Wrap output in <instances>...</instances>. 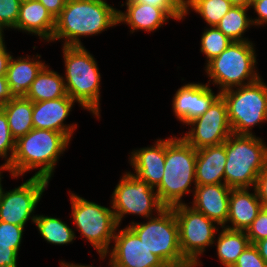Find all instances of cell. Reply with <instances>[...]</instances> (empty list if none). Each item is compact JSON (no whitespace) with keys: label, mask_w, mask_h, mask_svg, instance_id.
Returning <instances> with one entry per match:
<instances>
[{"label":"cell","mask_w":267,"mask_h":267,"mask_svg":"<svg viewBox=\"0 0 267 267\" xmlns=\"http://www.w3.org/2000/svg\"><path fill=\"white\" fill-rule=\"evenodd\" d=\"M254 246L257 248L258 253L267 263V238L261 239L254 243Z\"/></svg>","instance_id":"obj_43"},{"label":"cell","mask_w":267,"mask_h":267,"mask_svg":"<svg viewBox=\"0 0 267 267\" xmlns=\"http://www.w3.org/2000/svg\"><path fill=\"white\" fill-rule=\"evenodd\" d=\"M24 227L0 221V245H12L19 253Z\"/></svg>","instance_id":"obj_32"},{"label":"cell","mask_w":267,"mask_h":267,"mask_svg":"<svg viewBox=\"0 0 267 267\" xmlns=\"http://www.w3.org/2000/svg\"><path fill=\"white\" fill-rule=\"evenodd\" d=\"M233 267H267L254 244H250L238 257Z\"/></svg>","instance_id":"obj_36"},{"label":"cell","mask_w":267,"mask_h":267,"mask_svg":"<svg viewBox=\"0 0 267 267\" xmlns=\"http://www.w3.org/2000/svg\"><path fill=\"white\" fill-rule=\"evenodd\" d=\"M258 198L264 208H267V167L259 174L255 187Z\"/></svg>","instance_id":"obj_38"},{"label":"cell","mask_w":267,"mask_h":267,"mask_svg":"<svg viewBox=\"0 0 267 267\" xmlns=\"http://www.w3.org/2000/svg\"><path fill=\"white\" fill-rule=\"evenodd\" d=\"M257 13L258 17H255L252 20L254 26L266 25L267 23V0H258L251 5Z\"/></svg>","instance_id":"obj_39"},{"label":"cell","mask_w":267,"mask_h":267,"mask_svg":"<svg viewBox=\"0 0 267 267\" xmlns=\"http://www.w3.org/2000/svg\"><path fill=\"white\" fill-rule=\"evenodd\" d=\"M117 231L113 238V248L100 259L104 260L109 256V264L112 267H168L128 226Z\"/></svg>","instance_id":"obj_14"},{"label":"cell","mask_w":267,"mask_h":267,"mask_svg":"<svg viewBox=\"0 0 267 267\" xmlns=\"http://www.w3.org/2000/svg\"><path fill=\"white\" fill-rule=\"evenodd\" d=\"M118 25V10L106 0H67L55 19L52 40L63 46H83L80 37L98 35Z\"/></svg>","instance_id":"obj_1"},{"label":"cell","mask_w":267,"mask_h":267,"mask_svg":"<svg viewBox=\"0 0 267 267\" xmlns=\"http://www.w3.org/2000/svg\"><path fill=\"white\" fill-rule=\"evenodd\" d=\"M250 193L249 188L232 189L229 198L227 223L224 228L246 231L263 208L256 189Z\"/></svg>","instance_id":"obj_20"},{"label":"cell","mask_w":267,"mask_h":267,"mask_svg":"<svg viewBox=\"0 0 267 267\" xmlns=\"http://www.w3.org/2000/svg\"><path fill=\"white\" fill-rule=\"evenodd\" d=\"M40 55L34 58L13 56L7 68V82L9 86V93L12 98L26 97L32 82L35 80L39 72L46 65L45 62L39 60Z\"/></svg>","instance_id":"obj_23"},{"label":"cell","mask_w":267,"mask_h":267,"mask_svg":"<svg viewBox=\"0 0 267 267\" xmlns=\"http://www.w3.org/2000/svg\"><path fill=\"white\" fill-rule=\"evenodd\" d=\"M201 261H188L184 264H180V265H173V266H168V267H197V266H201Z\"/></svg>","instance_id":"obj_46"},{"label":"cell","mask_w":267,"mask_h":267,"mask_svg":"<svg viewBox=\"0 0 267 267\" xmlns=\"http://www.w3.org/2000/svg\"><path fill=\"white\" fill-rule=\"evenodd\" d=\"M70 140L57 131L32 129L15 142V152L10 163L15 177L24 176L32 169L33 177L51 180L59 157L68 148Z\"/></svg>","instance_id":"obj_2"},{"label":"cell","mask_w":267,"mask_h":267,"mask_svg":"<svg viewBox=\"0 0 267 267\" xmlns=\"http://www.w3.org/2000/svg\"><path fill=\"white\" fill-rule=\"evenodd\" d=\"M164 8L174 20H183L186 17V0H133Z\"/></svg>","instance_id":"obj_34"},{"label":"cell","mask_w":267,"mask_h":267,"mask_svg":"<svg viewBox=\"0 0 267 267\" xmlns=\"http://www.w3.org/2000/svg\"><path fill=\"white\" fill-rule=\"evenodd\" d=\"M186 125L189 131L182 137L196 150L224 143L232 134L228 121L227 104L220 95L205 113Z\"/></svg>","instance_id":"obj_13"},{"label":"cell","mask_w":267,"mask_h":267,"mask_svg":"<svg viewBox=\"0 0 267 267\" xmlns=\"http://www.w3.org/2000/svg\"><path fill=\"white\" fill-rule=\"evenodd\" d=\"M248 9L250 8L232 6L216 27L232 41H250L243 36L253 26L252 17L247 16Z\"/></svg>","instance_id":"obj_28"},{"label":"cell","mask_w":267,"mask_h":267,"mask_svg":"<svg viewBox=\"0 0 267 267\" xmlns=\"http://www.w3.org/2000/svg\"><path fill=\"white\" fill-rule=\"evenodd\" d=\"M256 1H258V0H250V8H251V5Z\"/></svg>","instance_id":"obj_49"},{"label":"cell","mask_w":267,"mask_h":267,"mask_svg":"<svg viewBox=\"0 0 267 267\" xmlns=\"http://www.w3.org/2000/svg\"><path fill=\"white\" fill-rule=\"evenodd\" d=\"M121 177L111 197V207L118 225H121L125 215H139L148 219L166 208L161 203L155 188L139 180L133 172H126Z\"/></svg>","instance_id":"obj_10"},{"label":"cell","mask_w":267,"mask_h":267,"mask_svg":"<svg viewBox=\"0 0 267 267\" xmlns=\"http://www.w3.org/2000/svg\"><path fill=\"white\" fill-rule=\"evenodd\" d=\"M246 234L251 244L267 238V208H262L251 225L247 228Z\"/></svg>","instance_id":"obj_35"},{"label":"cell","mask_w":267,"mask_h":267,"mask_svg":"<svg viewBox=\"0 0 267 267\" xmlns=\"http://www.w3.org/2000/svg\"><path fill=\"white\" fill-rule=\"evenodd\" d=\"M192 206L221 228L226 225L232 188L225 184L194 186Z\"/></svg>","instance_id":"obj_17"},{"label":"cell","mask_w":267,"mask_h":267,"mask_svg":"<svg viewBox=\"0 0 267 267\" xmlns=\"http://www.w3.org/2000/svg\"><path fill=\"white\" fill-rule=\"evenodd\" d=\"M14 29L34 34L49 42L55 30V19L38 0H25L21 1L19 17Z\"/></svg>","instance_id":"obj_21"},{"label":"cell","mask_w":267,"mask_h":267,"mask_svg":"<svg viewBox=\"0 0 267 267\" xmlns=\"http://www.w3.org/2000/svg\"><path fill=\"white\" fill-rule=\"evenodd\" d=\"M171 208L178 224L182 255L188 261H199V256L205 249L214 244L216 232L220 231V227L217 228L216 222L185 203Z\"/></svg>","instance_id":"obj_11"},{"label":"cell","mask_w":267,"mask_h":267,"mask_svg":"<svg viewBox=\"0 0 267 267\" xmlns=\"http://www.w3.org/2000/svg\"><path fill=\"white\" fill-rule=\"evenodd\" d=\"M126 11L118 10V24H127L130 33L135 30L154 32L173 17L164 9L150 4L126 0ZM124 22V23H123Z\"/></svg>","instance_id":"obj_19"},{"label":"cell","mask_w":267,"mask_h":267,"mask_svg":"<svg viewBox=\"0 0 267 267\" xmlns=\"http://www.w3.org/2000/svg\"><path fill=\"white\" fill-rule=\"evenodd\" d=\"M233 6L250 8V0H229Z\"/></svg>","instance_id":"obj_45"},{"label":"cell","mask_w":267,"mask_h":267,"mask_svg":"<svg viewBox=\"0 0 267 267\" xmlns=\"http://www.w3.org/2000/svg\"><path fill=\"white\" fill-rule=\"evenodd\" d=\"M108 265L110 267H112L109 263H108ZM60 266L61 267H92L91 265H83V264L81 265V264H74V263L65 262V260L60 261Z\"/></svg>","instance_id":"obj_47"},{"label":"cell","mask_w":267,"mask_h":267,"mask_svg":"<svg viewBox=\"0 0 267 267\" xmlns=\"http://www.w3.org/2000/svg\"><path fill=\"white\" fill-rule=\"evenodd\" d=\"M147 220L146 223L133 221L127 226L168 266L188 262L180 250L178 224L173 209L165 208L155 217Z\"/></svg>","instance_id":"obj_9"},{"label":"cell","mask_w":267,"mask_h":267,"mask_svg":"<svg viewBox=\"0 0 267 267\" xmlns=\"http://www.w3.org/2000/svg\"><path fill=\"white\" fill-rule=\"evenodd\" d=\"M252 41H233L219 56L205 66L209 82L219 86V93L250 84L260 78ZM246 81V82H245Z\"/></svg>","instance_id":"obj_6"},{"label":"cell","mask_w":267,"mask_h":267,"mask_svg":"<svg viewBox=\"0 0 267 267\" xmlns=\"http://www.w3.org/2000/svg\"><path fill=\"white\" fill-rule=\"evenodd\" d=\"M197 150L182 137L165 139V165L161 183L155 188L166 208L183 204L182 197L194 192Z\"/></svg>","instance_id":"obj_3"},{"label":"cell","mask_w":267,"mask_h":267,"mask_svg":"<svg viewBox=\"0 0 267 267\" xmlns=\"http://www.w3.org/2000/svg\"><path fill=\"white\" fill-rule=\"evenodd\" d=\"M5 28H3L1 25H0V45H3V44H5V42H4V34H3V30H4Z\"/></svg>","instance_id":"obj_48"},{"label":"cell","mask_w":267,"mask_h":267,"mask_svg":"<svg viewBox=\"0 0 267 267\" xmlns=\"http://www.w3.org/2000/svg\"><path fill=\"white\" fill-rule=\"evenodd\" d=\"M215 241L213 243H217L219 262L224 267H233L238 257L251 244L246 231L230 230L224 227Z\"/></svg>","instance_id":"obj_26"},{"label":"cell","mask_w":267,"mask_h":267,"mask_svg":"<svg viewBox=\"0 0 267 267\" xmlns=\"http://www.w3.org/2000/svg\"><path fill=\"white\" fill-rule=\"evenodd\" d=\"M130 156V165L135 171L133 175L156 188L161 183L164 174L165 139H157L150 147L134 149Z\"/></svg>","instance_id":"obj_18"},{"label":"cell","mask_w":267,"mask_h":267,"mask_svg":"<svg viewBox=\"0 0 267 267\" xmlns=\"http://www.w3.org/2000/svg\"><path fill=\"white\" fill-rule=\"evenodd\" d=\"M1 109L7 116L10 133L15 140L33 129L31 100L26 97L12 98Z\"/></svg>","instance_id":"obj_25"},{"label":"cell","mask_w":267,"mask_h":267,"mask_svg":"<svg viewBox=\"0 0 267 267\" xmlns=\"http://www.w3.org/2000/svg\"><path fill=\"white\" fill-rule=\"evenodd\" d=\"M73 219L76 229L80 231L81 238L88 242L98 252L100 258L110 250L116 230L120 227L116 221L112 207L98 205L90 202L75 193H70Z\"/></svg>","instance_id":"obj_8"},{"label":"cell","mask_w":267,"mask_h":267,"mask_svg":"<svg viewBox=\"0 0 267 267\" xmlns=\"http://www.w3.org/2000/svg\"><path fill=\"white\" fill-rule=\"evenodd\" d=\"M20 0H0V25L15 28L19 17Z\"/></svg>","instance_id":"obj_33"},{"label":"cell","mask_w":267,"mask_h":267,"mask_svg":"<svg viewBox=\"0 0 267 267\" xmlns=\"http://www.w3.org/2000/svg\"><path fill=\"white\" fill-rule=\"evenodd\" d=\"M226 160L225 142L197 150L195 167L196 186L225 184L224 170Z\"/></svg>","instance_id":"obj_22"},{"label":"cell","mask_w":267,"mask_h":267,"mask_svg":"<svg viewBox=\"0 0 267 267\" xmlns=\"http://www.w3.org/2000/svg\"><path fill=\"white\" fill-rule=\"evenodd\" d=\"M211 84L187 83L181 86L173 97L172 109L177 120L183 125L203 115L221 95L214 94Z\"/></svg>","instance_id":"obj_15"},{"label":"cell","mask_w":267,"mask_h":267,"mask_svg":"<svg viewBox=\"0 0 267 267\" xmlns=\"http://www.w3.org/2000/svg\"><path fill=\"white\" fill-rule=\"evenodd\" d=\"M18 252L12 245H0V267H17Z\"/></svg>","instance_id":"obj_37"},{"label":"cell","mask_w":267,"mask_h":267,"mask_svg":"<svg viewBox=\"0 0 267 267\" xmlns=\"http://www.w3.org/2000/svg\"><path fill=\"white\" fill-rule=\"evenodd\" d=\"M232 6L229 0H186V15L191 8L209 27L216 26Z\"/></svg>","instance_id":"obj_29"},{"label":"cell","mask_w":267,"mask_h":267,"mask_svg":"<svg viewBox=\"0 0 267 267\" xmlns=\"http://www.w3.org/2000/svg\"><path fill=\"white\" fill-rule=\"evenodd\" d=\"M67 95L63 76L45 65L32 82L26 98L32 102L58 99Z\"/></svg>","instance_id":"obj_24"},{"label":"cell","mask_w":267,"mask_h":267,"mask_svg":"<svg viewBox=\"0 0 267 267\" xmlns=\"http://www.w3.org/2000/svg\"><path fill=\"white\" fill-rule=\"evenodd\" d=\"M62 52L67 95L99 119L101 74L94 56L85 46H63Z\"/></svg>","instance_id":"obj_4"},{"label":"cell","mask_w":267,"mask_h":267,"mask_svg":"<svg viewBox=\"0 0 267 267\" xmlns=\"http://www.w3.org/2000/svg\"><path fill=\"white\" fill-rule=\"evenodd\" d=\"M225 185L232 189L254 188L267 167V145L256 135L231 134L225 141Z\"/></svg>","instance_id":"obj_5"},{"label":"cell","mask_w":267,"mask_h":267,"mask_svg":"<svg viewBox=\"0 0 267 267\" xmlns=\"http://www.w3.org/2000/svg\"><path fill=\"white\" fill-rule=\"evenodd\" d=\"M75 101L69 96L33 102V129H46L63 133L70 141L77 124L64 123L70 115Z\"/></svg>","instance_id":"obj_16"},{"label":"cell","mask_w":267,"mask_h":267,"mask_svg":"<svg viewBox=\"0 0 267 267\" xmlns=\"http://www.w3.org/2000/svg\"><path fill=\"white\" fill-rule=\"evenodd\" d=\"M34 224L41 237L54 245H67L76 239L75 232L60 218L37 215Z\"/></svg>","instance_id":"obj_27"},{"label":"cell","mask_w":267,"mask_h":267,"mask_svg":"<svg viewBox=\"0 0 267 267\" xmlns=\"http://www.w3.org/2000/svg\"><path fill=\"white\" fill-rule=\"evenodd\" d=\"M52 15L54 19H56L62 9L64 8L67 0H38Z\"/></svg>","instance_id":"obj_40"},{"label":"cell","mask_w":267,"mask_h":267,"mask_svg":"<svg viewBox=\"0 0 267 267\" xmlns=\"http://www.w3.org/2000/svg\"><path fill=\"white\" fill-rule=\"evenodd\" d=\"M12 99L6 76H0V109Z\"/></svg>","instance_id":"obj_42"},{"label":"cell","mask_w":267,"mask_h":267,"mask_svg":"<svg viewBox=\"0 0 267 267\" xmlns=\"http://www.w3.org/2000/svg\"><path fill=\"white\" fill-rule=\"evenodd\" d=\"M227 104L233 134L253 135L252 128L267 122V85L258 80L220 93Z\"/></svg>","instance_id":"obj_7"},{"label":"cell","mask_w":267,"mask_h":267,"mask_svg":"<svg viewBox=\"0 0 267 267\" xmlns=\"http://www.w3.org/2000/svg\"><path fill=\"white\" fill-rule=\"evenodd\" d=\"M2 171H9L10 172V174H11V176L13 177V178H17V177H15V175H14V173H13V171H12V169L8 166V165H5L4 163L0 166V201H1V198H2V194H3V186H2V184H1V181H2Z\"/></svg>","instance_id":"obj_44"},{"label":"cell","mask_w":267,"mask_h":267,"mask_svg":"<svg viewBox=\"0 0 267 267\" xmlns=\"http://www.w3.org/2000/svg\"><path fill=\"white\" fill-rule=\"evenodd\" d=\"M49 183L44 178L32 176L20 186L9 191L4 190L0 201V221L23 227L29 219L34 223L37 216L33 214L34 210Z\"/></svg>","instance_id":"obj_12"},{"label":"cell","mask_w":267,"mask_h":267,"mask_svg":"<svg viewBox=\"0 0 267 267\" xmlns=\"http://www.w3.org/2000/svg\"><path fill=\"white\" fill-rule=\"evenodd\" d=\"M232 42L216 26L204 29L201 37L200 52L206 55V64L219 56Z\"/></svg>","instance_id":"obj_30"},{"label":"cell","mask_w":267,"mask_h":267,"mask_svg":"<svg viewBox=\"0 0 267 267\" xmlns=\"http://www.w3.org/2000/svg\"><path fill=\"white\" fill-rule=\"evenodd\" d=\"M5 44L0 45V76H6L12 55L7 51Z\"/></svg>","instance_id":"obj_41"},{"label":"cell","mask_w":267,"mask_h":267,"mask_svg":"<svg viewBox=\"0 0 267 267\" xmlns=\"http://www.w3.org/2000/svg\"><path fill=\"white\" fill-rule=\"evenodd\" d=\"M15 142L16 140L10 133L7 116L5 112L0 109V157L7 159L5 160V165L10 166L15 152Z\"/></svg>","instance_id":"obj_31"}]
</instances>
